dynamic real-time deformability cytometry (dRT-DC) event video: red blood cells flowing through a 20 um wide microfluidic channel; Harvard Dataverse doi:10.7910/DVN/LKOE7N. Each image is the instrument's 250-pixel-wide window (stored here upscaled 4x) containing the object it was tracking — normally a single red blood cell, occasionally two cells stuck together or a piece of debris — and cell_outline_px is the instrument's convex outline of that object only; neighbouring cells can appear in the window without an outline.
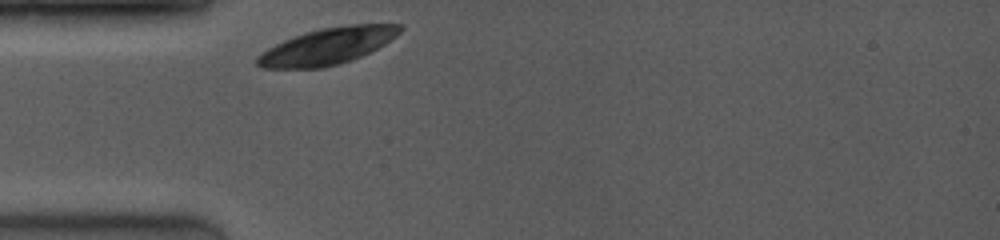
{"species": "common noctule bat (a hibernating species)", "species_latin": "Nyctalus noctula", "temperature_condition": "room temperature", "stored_images_in_passage": 1, "camera_frame_rate_fps": 4000, "um_per_image_px": 0.085, "animal": {"sex": "female", "body_mass_g": 19.0, "forearm_length_mm": 53.3}, "frame": {"image": 1, "passage_image": 1, "time_ms": 0.0, "image_size_px": [1000, 240], "cell_outline_px": [[404, 28], [396, 36], [384, 44], [360, 56], [340, 64], [324, 68], [264, 68], [256, 64], [256, 60], [268, 48], [284, 40], [320, 28], [348, 24], [400, 24]], "centroid_in_image_um": [27.87, 3.92], "position_along_channel_um": 57.1, "area_um2": 29.94}}